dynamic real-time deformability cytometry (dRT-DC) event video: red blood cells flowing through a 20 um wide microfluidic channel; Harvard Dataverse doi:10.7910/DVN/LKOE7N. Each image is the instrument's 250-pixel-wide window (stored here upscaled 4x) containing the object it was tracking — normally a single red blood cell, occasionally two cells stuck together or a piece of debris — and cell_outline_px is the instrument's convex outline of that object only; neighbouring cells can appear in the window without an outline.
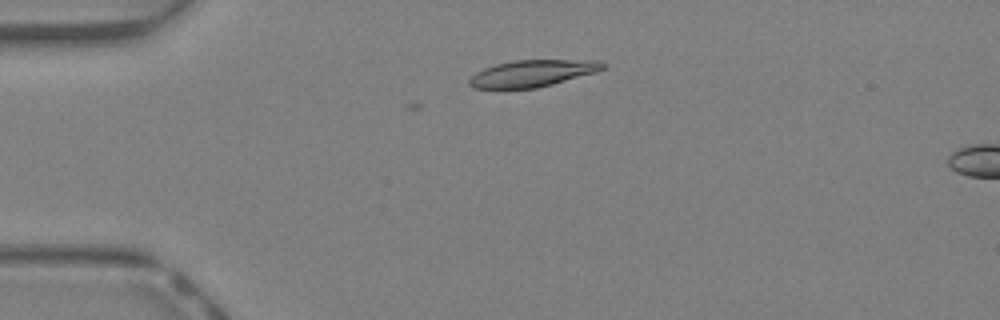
{"species": "Egyptian fruit bat (a non-hibernating species)", "species_latin": "Rousettus aegyptiacus", "temperature_condition": "warm", "stored_images_in_passage": 4, "camera_frame_rate_fps": 3000, "um_per_image_px": 0.085, "animal": {"sex": "female"}, "frame": {"image": 1, "passage_image": 1, "time_ms": 0.0, "image_size_px": [1000, 320], "cell_outline_px": [[604, 68], [596, 72], [552, 84], [536, 88], [472, 88], [468, 84], [468, 80], [476, 72], [484, 68], [496, 64], [516, 60], [596, 60], [604, 64]], "centroid_in_image_um": [45.22, 6.23], "position_along_channel_um": 39.8, "area_um2": 20.58}}